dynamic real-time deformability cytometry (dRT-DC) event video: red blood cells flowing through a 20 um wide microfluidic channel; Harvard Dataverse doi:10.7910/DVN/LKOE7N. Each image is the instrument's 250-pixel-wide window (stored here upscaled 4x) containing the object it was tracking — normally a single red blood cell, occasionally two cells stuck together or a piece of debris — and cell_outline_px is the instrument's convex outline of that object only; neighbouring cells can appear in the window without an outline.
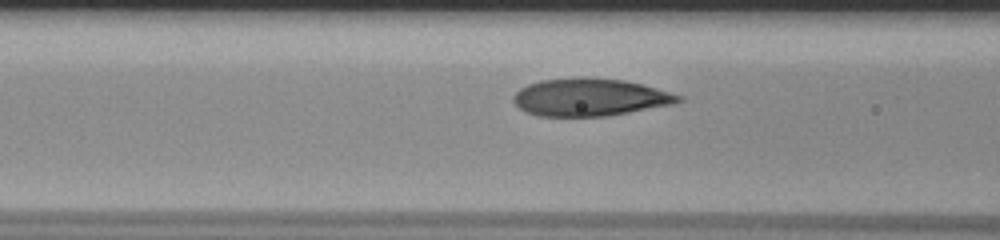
{"species": "human", "species_latin": "Homo sapiens", "temperature_condition": "room temperature", "stored_images_in_passage": 42, "camera_frame_rate_fps": 3000, "um_per_image_px": 0.085, "donor": {"sex": "male"}, "frame": {"image": 1, "passage_image": 17, "time_ms": 5.333, "image_size_px": [1000, 240], "cell_outline_px": [[684, 100], [672, 104], [608, 116], [536, 116], [524, 112], [512, 100], [512, 96], [520, 88], [528, 84], [540, 80], [580, 76], [624, 80], [656, 88], [684, 96]], "centroid_in_image_um": [50.11, 8.26], "position_along_channel_um": 116.5, "area_um2": 36.36}}
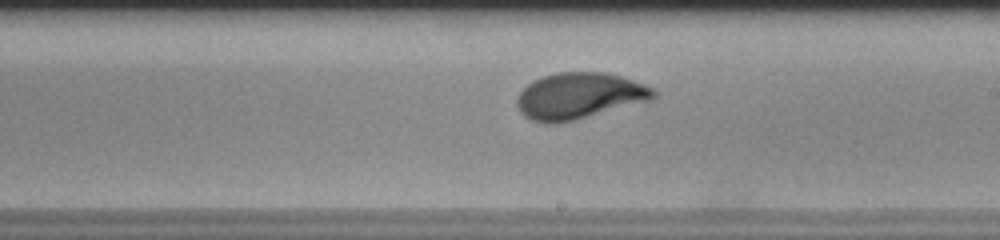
{"frame": {"image": 2, "passage_image": 27, "time_ms": 8.667, "image_size_px": [1000, 240], "cell_outline_px": [[656, 96], [652, 100], [576, 120], [556, 124], [544, 124], [532, 120], [524, 116], [520, 112], [516, 104], [516, 96], [528, 84], [544, 76], [556, 72], [604, 72], [620, 76], [644, 84], [652, 88], [656, 92]], "centroid_in_image_um": [49.22, 8.17], "position_along_channel_um": 239.8, "area_um2": 36.99}}
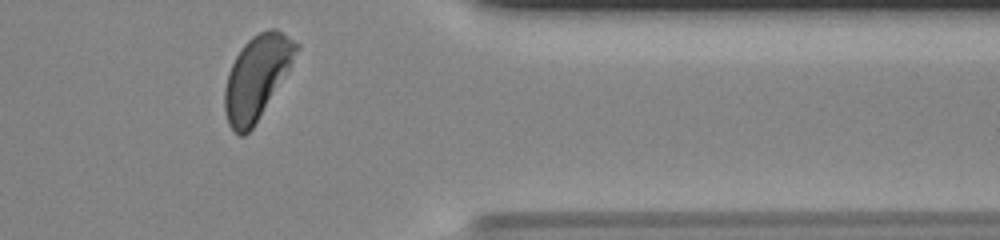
{"frame": {"image": 3, "passage_image": 40, "time_ms": 13.0, "image_size_px": [1000, 240], "cell_outline_px": [[300, 48], [252, 128], [244, 136], [240, 136], [228, 124], [224, 108], [224, 88], [228, 72], [236, 56], [244, 44], [252, 36], [260, 32], [272, 28], [276, 28], [300, 44]], "centroid_in_image_um": [21.8, 6.54], "position_along_channel_um": 389.6, "area_um2": 33.87}, "authors_computed_cell_mechanics": {"area_um2": 36.5585, "velocity_mm_per_s": 3.7087, "shape_relaxation_time_tau1_ms": 3.4176, "shape_relaxation_time_tau2_ms": null, "deformation_change_tau1": 0.1782, "deformation_change_tau2": null}}